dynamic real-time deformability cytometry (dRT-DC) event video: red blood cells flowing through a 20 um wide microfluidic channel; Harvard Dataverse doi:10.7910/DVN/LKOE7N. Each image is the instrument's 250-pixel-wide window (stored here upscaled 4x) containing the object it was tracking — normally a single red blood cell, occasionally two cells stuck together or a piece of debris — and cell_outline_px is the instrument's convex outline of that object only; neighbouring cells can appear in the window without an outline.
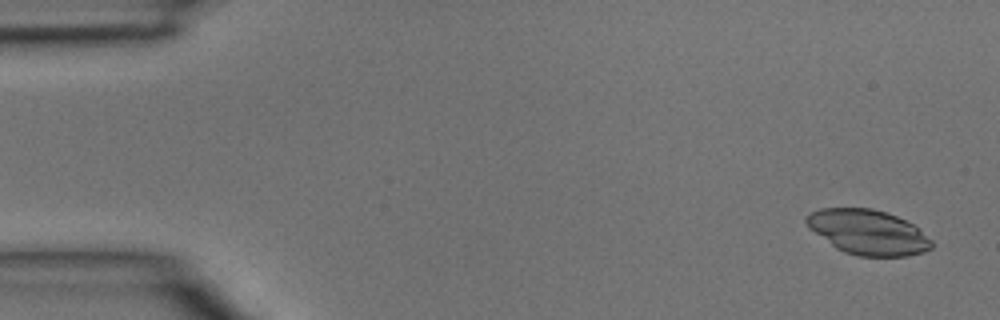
{"species": "common noctule bat (a hibernating species)", "species_latin": "Nyctalus noctula", "temperature_condition": "room temperature", "stored_images_in_passage": 5, "camera_frame_rate_fps": 3000, "um_per_image_px": 0.085, "animal": {"sex": "male", "body_mass_g": 15.6}, "frame": {"image": 1, "passage_image": 1, "time_ms": 0.0, "image_size_px": [1000, 320], "cell_outline_px": [[932, 248], [924, 252], [908, 256], [860, 256], [844, 252], [836, 248], [808, 228], [804, 220], [804, 216], [808, 212], [820, 208], [872, 208], [896, 216], [920, 228], [932, 240]], "centroid_in_image_um": [73.75, 19.73], "position_along_channel_um": 11.2, "area_um2": 32.95}}